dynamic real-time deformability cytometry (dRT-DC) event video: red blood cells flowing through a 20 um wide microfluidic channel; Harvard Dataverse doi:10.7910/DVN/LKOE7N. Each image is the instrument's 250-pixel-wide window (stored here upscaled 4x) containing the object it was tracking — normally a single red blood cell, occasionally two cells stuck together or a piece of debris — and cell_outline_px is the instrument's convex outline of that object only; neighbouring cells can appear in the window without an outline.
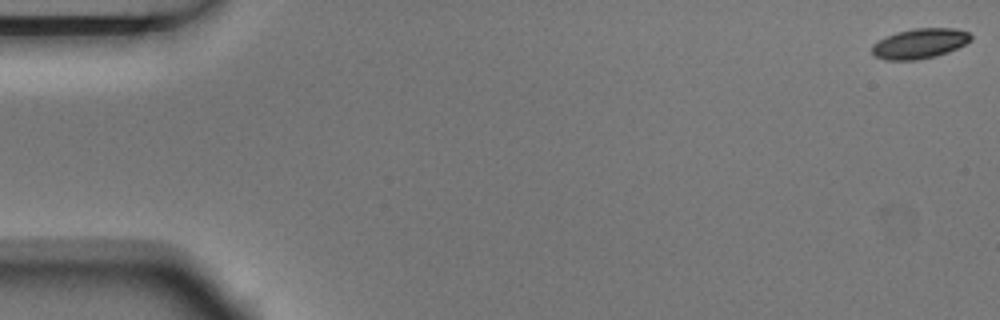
{"species": "Egyptian fruit bat (a non-hibernating species)", "species_latin": "Rousettus aegyptiacus", "temperature_condition": "room temperature", "stored_images_in_passage": 4, "camera_frame_rate_fps": 3000, "um_per_image_px": 0.085, "animal": {"sex": "male"}, "frame": {"image": 1, "passage_image": 1, "time_ms": 0.0, "image_size_px": [1000, 320], "cell_outline_px": [[972, 40], [948, 52], [936, 56], [916, 60], [884, 60], [876, 56], [872, 52], [872, 44], [896, 32], [912, 28], [956, 28], [968, 32], [972, 36]], "centroid_in_image_um": [78.19, 3.69], "position_along_channel_um": 6.8, "area_um2": 17.28}}